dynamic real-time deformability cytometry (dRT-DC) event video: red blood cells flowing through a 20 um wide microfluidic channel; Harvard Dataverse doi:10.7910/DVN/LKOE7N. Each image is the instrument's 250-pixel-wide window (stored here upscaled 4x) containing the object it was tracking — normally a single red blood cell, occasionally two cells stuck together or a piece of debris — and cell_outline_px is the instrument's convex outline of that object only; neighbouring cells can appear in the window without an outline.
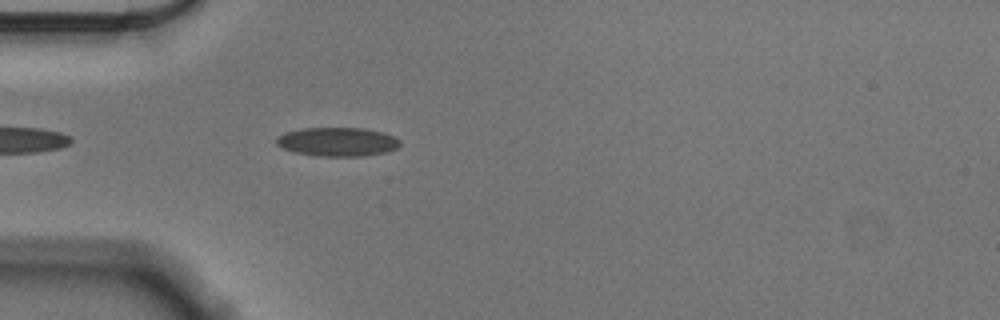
{"species": "Egyptian fruit bat (a non-hibernating species)", "species_latin": "Rousettus aegyptiacus", "temperature_condition": "cold", "stored_images_in_passage": 27, "camera_frame_rate_fps": 3000, "um_per_image_px": 0.085, "animal": {"sex": "male"}, "frame": {"image": 1, "passage_image": 3, "time_ms": 0.667, "image_size_px": [1000, 320], "cell_outline_px": [[400, 144], [396, 148], [388, 152], [364, 156], [316, 156], [296, 152], [284, 148], [276, 144], [276, 136], [284, 132], [300, 128], [364, 128], [384, 132], [400, 140]], "centroid_in_image_um": [28.68, 12.05], "position_along_channel_um": 56.3, "area_um2": 20.92}}
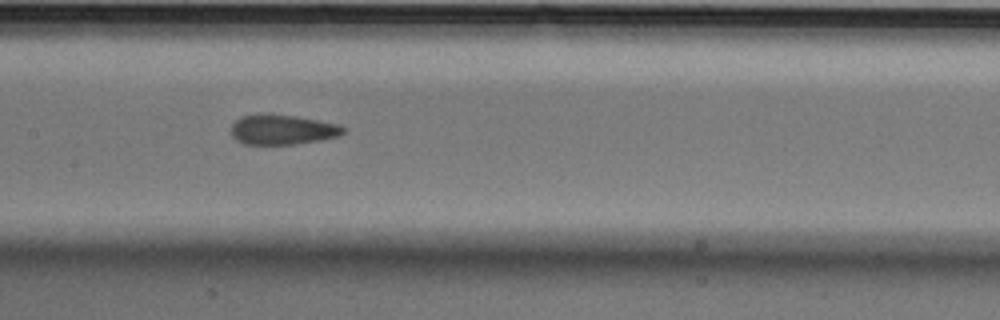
{"frame": {"image": 2, "passage_image": 14, "time_ms": 4.333, "image_size_px": [1000, 320], "cell_outline_px": [[348, 128], [340, 136], [320, 140], [296, 144], [244, 144], [236, 140], [232, 136], [232, 124], [240, 116], [296, 116], [340, 124]], "centroid_in_image_um": [24.08, 11.05], "position_along_channel_um": 183.3, "area_um2": 19.19}}
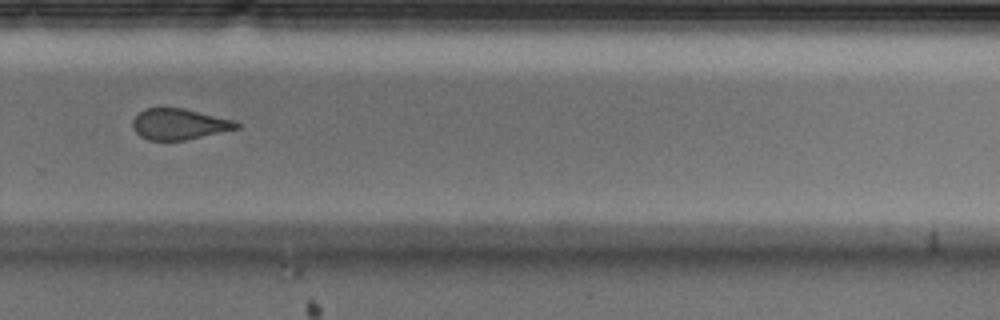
{"frame": {"image": 3, "passage_image": 25, "time_ms": 8.0, "image_size_px": [1000, 320], "cell_outline_px": [[240, 128], [184, 140], [148, 140], [140, 136], [132, 128], [132, 120], [144, 108], [184, 108], [236, 120], [240, 124]], "centroid_in_image_um": [15.24, 10.54], "position_along_channel_um": 314.6, "area_um2": 18.79}}